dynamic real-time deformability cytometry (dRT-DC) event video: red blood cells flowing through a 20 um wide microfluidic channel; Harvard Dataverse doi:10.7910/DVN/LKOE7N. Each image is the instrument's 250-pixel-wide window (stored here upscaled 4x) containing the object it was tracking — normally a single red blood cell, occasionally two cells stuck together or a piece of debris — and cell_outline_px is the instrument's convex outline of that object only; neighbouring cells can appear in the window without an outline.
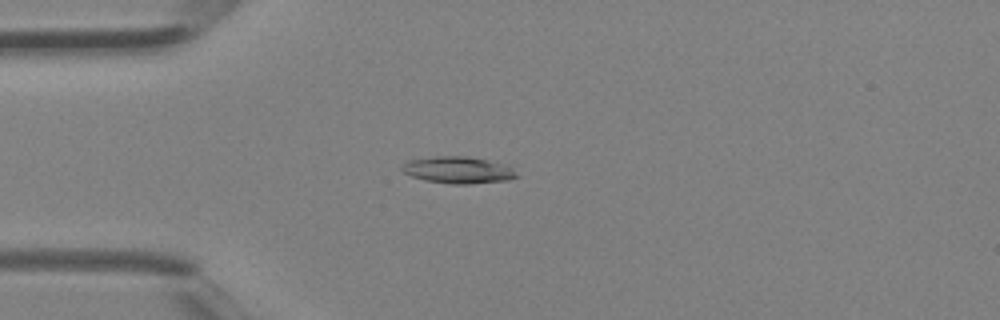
{"species": "Egyptian fruit bat (a non-hibernating species)", "species_latin": "Rousettus aegyptiacus", "temperature_condition": "room temperature", "stored_images_in_passage": 3, "camera_frame_rate_fps": 3000, "um_per_image_px": 0.085, "animal": {"sex": "female"}, "frame": {"image": 1, "passage_image": 3, "time_ms": 0.667, "image_size_px": [1000, 320], "cell_outline_px": [[520, 176], [508, 180], [468, 184], [452, 184], [424, 180], [412, 176], [404, 172], [400, 168], [408, 160], [440, 156], [464, 156], [488, 160], [512, 168]], "centroid_in_image_um": [38.94, 14.46], "position_along_channel_um": 46.1, "area_um2": 17.69}}